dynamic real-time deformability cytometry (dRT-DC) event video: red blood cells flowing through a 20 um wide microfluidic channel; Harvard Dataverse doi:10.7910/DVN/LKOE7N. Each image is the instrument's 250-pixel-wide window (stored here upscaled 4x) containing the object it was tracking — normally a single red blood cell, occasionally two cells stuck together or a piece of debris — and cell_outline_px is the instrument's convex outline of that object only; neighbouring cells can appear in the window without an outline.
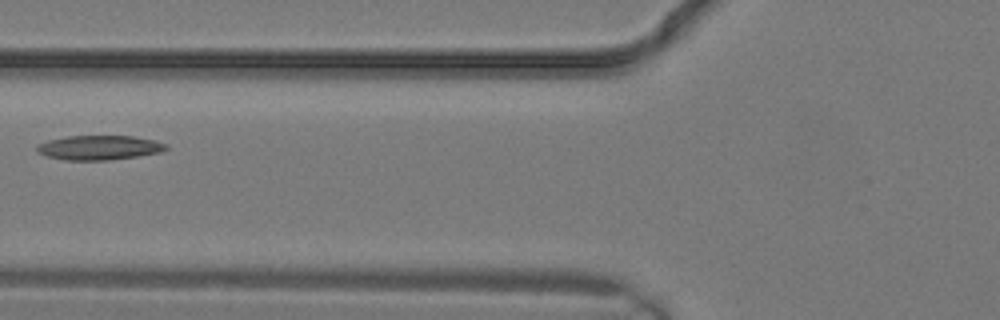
{"species": "common noctule bat (a hibernating species)", "species_latin": "Nyctalus noctula", "temperature_condition": "warm", "stored_images_in_passage": 13, "camera_frame_rate_fps": 3000, "um_per_image_px": 0.085, "animal": {"sex": "male", "body_mass_g": 19.2, "forearm_length_mm": 51.8}, "frame": {"image": 1, "passage_image": 4, "time_ms": 1.0, "image_size_px": [1000, 320], "cell_outline_px": [[168, 148], [160, 152], [140, 156], [108, 160], [64, 160], [48, 156], [40, 152], [36, 148], [36, 144], [48, 140], [68, 136], [132, 136], [156, 140], [168, 144]], "centroid_in_image_um": [8.47, 12.54], "position_along_channel_um": 117.3, "area_um2": 18.44}}
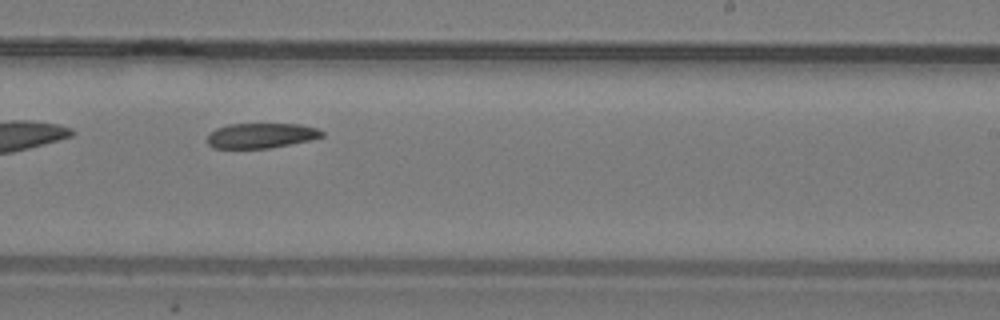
{"frame": {"image": 2, "passage_image": 10, "time_ms": 3.0, "image_size_px": [1000, 320], "cell_outline_px": [[324, 136], [312, 140], [268, 148], [212, 148], [208, 144], [208, 132], [216, 128], [228, 124], [300, 124], [316, 128], [324, 132]], "centroid_in_image_um": [22.18, 11.52], "position_along_channel_um": 266.8, "area_um2": 16.82}}